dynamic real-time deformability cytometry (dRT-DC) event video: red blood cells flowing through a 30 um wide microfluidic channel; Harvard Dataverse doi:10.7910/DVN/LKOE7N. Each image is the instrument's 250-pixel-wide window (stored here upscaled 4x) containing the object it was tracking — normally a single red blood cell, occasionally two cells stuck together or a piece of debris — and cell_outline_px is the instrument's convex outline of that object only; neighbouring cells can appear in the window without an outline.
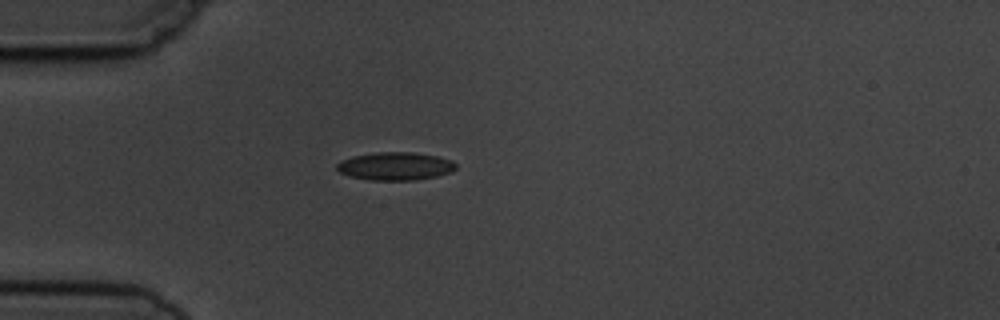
{"species": "common noctule bat (a hibernating species)", "species_latin": "Nyctalus noctula", "temperature_condition": "cold", "stored_images_in_passage": 1, "camera_frame_rate_fps": 3000, "um_per_image_px": 0.085, "animal": {"sex": "male", "body_mass_g": 19.5, "forearm_length_mm": 54.6}, "frame": {"image": 1, "passage_image": 1, "time_ms": 0.0, "image_size_px": [1000, 320], "cell_outline_px": [[456, 168], [452, 172], [436, 176], [412, 180], [368, 180], [352, 176], [340, 172], [336, 168], [336, 164], [340, 160], [352, 156], [376, 152], [412, 152], [436, 156], [452, 160], [456, 164]], "centroid_in_image_um": [33.59, 14.12], "position_along_channel_um": 51.4, "area_um2": 19.42}}